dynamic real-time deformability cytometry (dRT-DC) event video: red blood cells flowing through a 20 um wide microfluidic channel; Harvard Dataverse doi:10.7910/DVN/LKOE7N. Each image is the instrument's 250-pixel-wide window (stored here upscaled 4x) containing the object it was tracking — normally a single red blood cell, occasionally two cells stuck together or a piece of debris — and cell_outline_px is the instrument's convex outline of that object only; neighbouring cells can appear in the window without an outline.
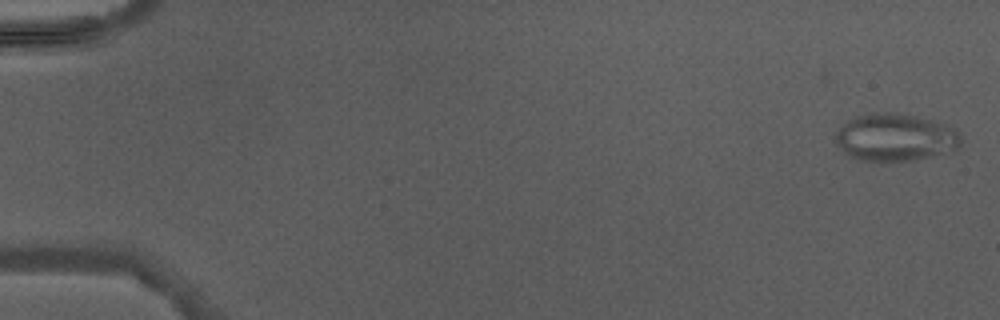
{"species": "Egyptian fruit bat (a non-hibernating species)", "species_latin": "Rousettus aegyptiacus", "temperature_condition": "warm", "stored_images_in_passage": 3, "camera_frame_rate_fps": 3000, "um_per_image_px": 0.085, "animal": {"sex": "male"}, "frame": {"image": 1, "passage_image": 1, "time_ms": 0.0, "image_size_px": [1000, 320], "cell_outline_px": [[960, 144], [956, 148], [944, 152], [916, 160], [864, 160], [852, 156], [844, 152], [840, 148], [836, 140], [836, 132], [848, 120], [856, 116], [872, 112], [896, 112], [916, 116], [948, 124], [956, 128], [960, 132]], "centroid_in_image_um": [76.12, 11.64], "position_along_channel_um": 8.9, "area_um2": 34.39}}